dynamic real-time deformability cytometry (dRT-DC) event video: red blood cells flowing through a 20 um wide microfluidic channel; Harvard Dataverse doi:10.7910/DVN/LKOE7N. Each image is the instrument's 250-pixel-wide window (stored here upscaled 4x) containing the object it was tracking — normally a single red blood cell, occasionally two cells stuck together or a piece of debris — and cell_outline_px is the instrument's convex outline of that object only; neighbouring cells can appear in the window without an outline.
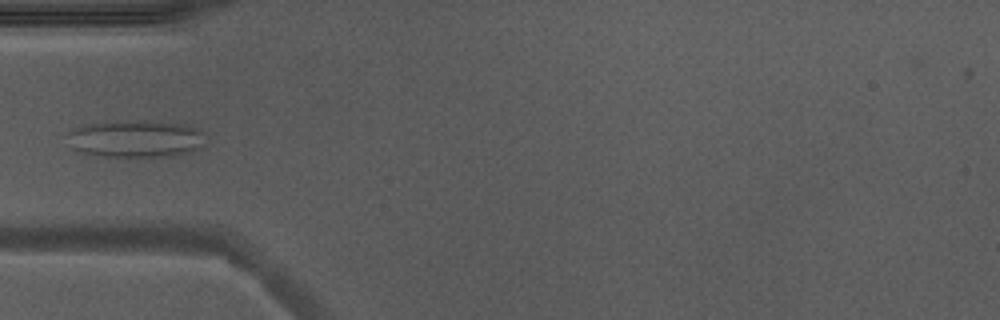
{"species": "Egyptian fruit bat (a non-hibernating species)", "species_latin": "Rousettus aegyptiacus", "temperature_condition": "warm", "stored_images_in_passage": 27, "camera_frame_rate_fps": 3000, "um_per_image_px": 0.085, "animal": {"sex": "male"}, "frame": {"image": 1, "passage_image": 1, "time_ms": 0.0, "image_size_px": [1000, 320], "cell_outline_px": [[204, 144], [184, 152], [172, 156], [104, 156], [84, 152], [72, 148], [68, 132], [72, 128], [88, 124], [128, 120], [184, 124], [196, 128], [200, 132]], "centroid_in_image_um": [11.48, 11.78], "position_along_channel_um": 73.5, "area_um2": 29.07}}